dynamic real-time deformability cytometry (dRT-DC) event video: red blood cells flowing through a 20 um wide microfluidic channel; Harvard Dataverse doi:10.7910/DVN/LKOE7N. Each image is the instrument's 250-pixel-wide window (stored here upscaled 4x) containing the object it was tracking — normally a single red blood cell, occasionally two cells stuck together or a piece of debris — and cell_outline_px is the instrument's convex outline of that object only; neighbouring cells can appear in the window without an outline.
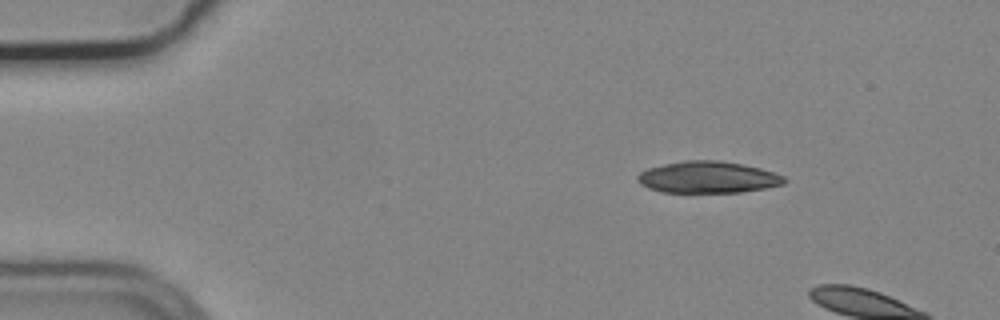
{"species": "common noctule bat (a hibernating species)", "species_latin": "Nyctalus noctula", "temperature_condition": "cold", "stored_images_in_passage": 3, "camera_frame_rate_fps": 3000, "um_per_image_px": 0.085, "animal": {"sex": "male", "body_mass_g": 19.2, "forearm_length_mm": 51.8}, "frame": {"image": 1, "passage_image": 2, "time_ms": 0.333, "image_size_px": [1000, 320], "cell_outline_px": [[788, 180], [784, 184], [764, 188], [740, 192], [660, 192], [648, 188], [640, 184], [636, 180], [636, 176], [640, 172], [648, 168], [664, 164], [684, 160], [720, 160], [760, 168], [784, 176]], "centroid_in_image_um": [60.14, 15.06], "position_along_channel_um": 24.9, "area_um2": 27.11}}